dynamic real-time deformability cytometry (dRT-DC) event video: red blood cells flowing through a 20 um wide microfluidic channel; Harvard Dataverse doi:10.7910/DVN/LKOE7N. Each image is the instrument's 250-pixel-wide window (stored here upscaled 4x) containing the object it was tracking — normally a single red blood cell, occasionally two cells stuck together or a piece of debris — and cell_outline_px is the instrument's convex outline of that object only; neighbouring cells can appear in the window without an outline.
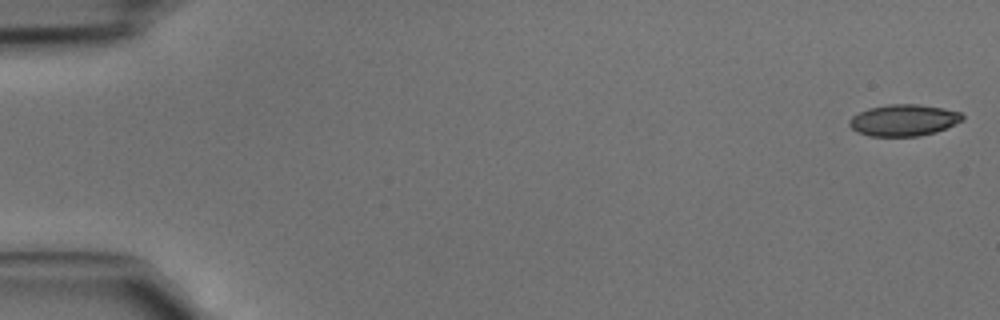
{"species": "common noctule bat (a hibernating species)", "species_latin": "Nyctalus noctula", "temperature_condition": "cold", "stored_images_in_passage": 45, "camera_frame_rate_fps": 3000, "um_per_image_px": 0.085, "animal": {"sex": "male", "body_mass_g": 15.6}, "frame": {"image": 1, "passage_image": 1, "time_ms": 0.0, "image_size_px": [1000, 320], "cell_outline_px": [[964, 120], [936, 132], [920, 136], [868, 136], [856, 132], [848, 124], [848, 120], [852, 116], [868, 108], [888, 104], [920, 104], [944, 108], [960, 112], [964, 116]], "centroid_in_image_um": [76.8, 10.21], "position_along_channel_um": 8.2, "area_um2": 20.98}}
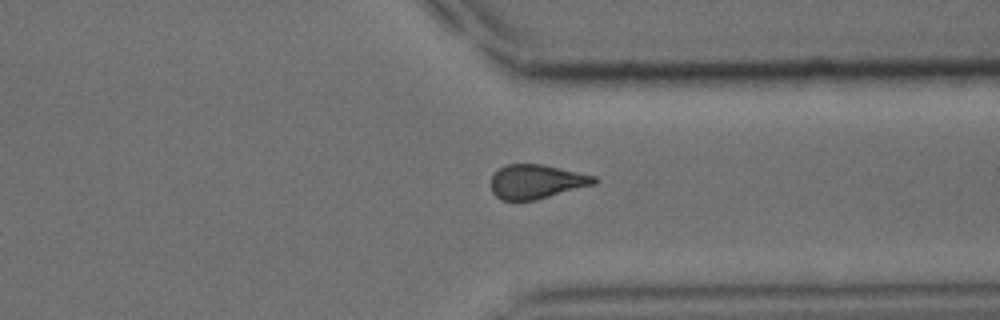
{"frame": {"image": 2, "passage_image": 35, "time_ms": 11.333, "image_size_px": [1000, 320], "cell_outline_px": [[600, 180], [596, 184], [536, 200], [500, 200], [492, 192], [492, 176], [500, 168], [508, 164], [540, 164], [560, 168], [596, 176]], "centroid_in_image_um": [45.64, 15.44], "position_along_channel_um": 365.8, "area_um2": 20.52}}
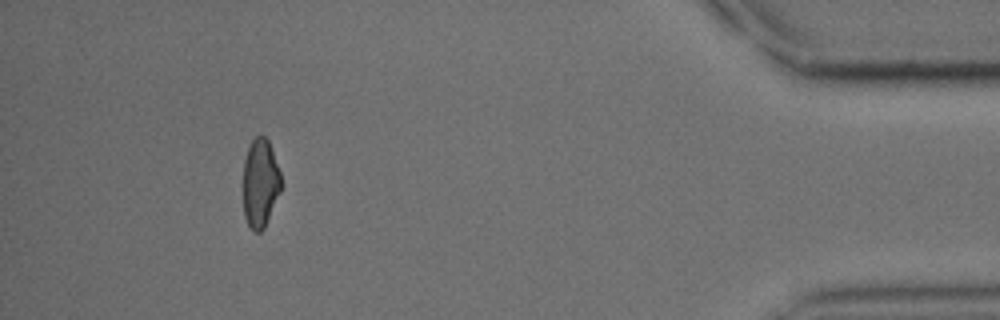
{"frame": {"image": 3, "passage_image": 42, "time_ms": 13.667, "image_size_px": [1000, 320], "cell_outline_px": [[284, 184], [264, 228], [260, 232], [252, 232], [244, 216], [244, 160], [248, 148], [252, 140], [256, 136], [264, 136], [268, 140], [280, 172]], "centroid_in_image_um": [22.14, 15.59], "position_along_channel_um": 413.1, "area_um2": 19.65}}